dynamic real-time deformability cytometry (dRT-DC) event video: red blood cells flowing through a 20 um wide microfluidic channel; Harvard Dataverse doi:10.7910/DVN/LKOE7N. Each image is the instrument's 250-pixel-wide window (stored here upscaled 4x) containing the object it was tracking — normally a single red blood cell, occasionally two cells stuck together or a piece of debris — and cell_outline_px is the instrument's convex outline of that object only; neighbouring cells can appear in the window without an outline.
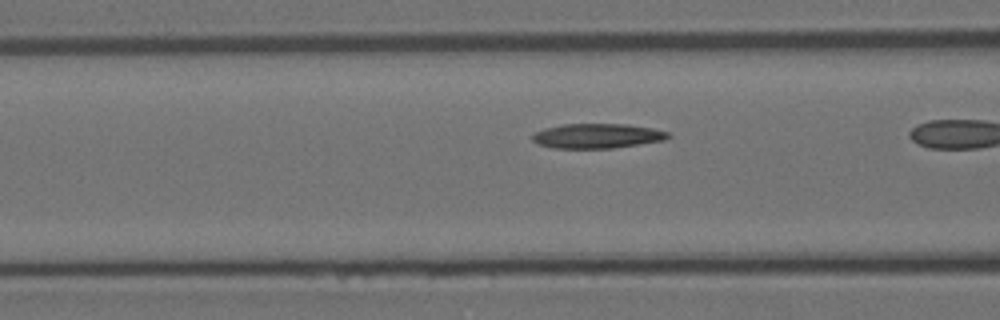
{"species": "Egyptian fruit bat (a non-hibernating species)", "species_latin": "Rousettus aegyptiacus", "temperature_condition": "room temperature", "stored_images_in_passage": 21, "camera_frame_rate_fps": 3000, "um_per_image_px": 0.085, "animal": {"sex": "female"}, "frame": {"image": 1, "passage_image": 18, "time_ms": 5.667, "image_size_px": [1000, 320], "cell_outline_px": [[672, 136], [664, 140], [640, 144], [612, 148], [552, 148], [540, 144], [532, 140], [532, 132], [544, 128], [564, 124], [628, 124], [652, 128], [668, 132]], "centroid_in_image_um": [50.75, 11.55], "position_along_channel_um": 115.9, "area_um2": 19.59}}